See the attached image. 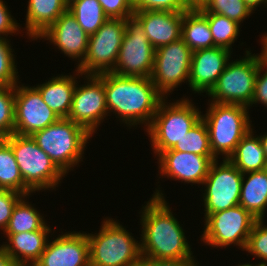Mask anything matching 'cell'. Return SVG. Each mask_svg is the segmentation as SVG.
<instances>
[{
	"label": "cell",
	"instance_id": "obj_7",
	"mask_svg": "<svg viewBox=\"0 0 267 266\" xmlns=\"http://www.w3.org/2000/svg\"><path fill=\"white\" fill-rule=\"evenodd\" d=\"M4 140L13 150L24 183L34 193L51 188L53 190L59 186L65 174L36 144L31 135L14 133Z\"/></svg>",
	"mask_w": 267,
	"mask_h": 266
},
{
	"label": "cell",
	"instance_id": "obj_28",
	"mask_svg": "<svg viewBox=\"0 0 267 266\" xmlns=\"http://www.w3.org/2000/svg\"><path fill=\"white\" fill-rule=\"evenodd\" d=\"M0 189L16 191L24 196L34 193L23 181L11 146L0 140Z\"/></svg>",
	"mask_w": 267,
	"mask_h": 266
},
{
	"label": "cell",
	"instance_id": "obj_32",
	"mask_svg": "<svg viewBox=\"0 0 267 266\" xmlns=\"http://www.w3.org/2000/svg\"><path fill=\"white\" fill-rule=\"evenodd\" d=\"M197 9L201 13H214L226 16L239 24L243 23L252 14L244 0H206Z\"/></svg>",
	"mask_w": 267,
	"mask_h": 266
},
{
	"label": "cell",
	"instance_id": "obj_12",
	"mask_svg": "<svg viewBox=\"0 0 267 266\" xmlns=\"http://www.w3.org/2000/svg\"><path fill=\"white\" fill-rule=\"evenodd\" d=\"M204 221L201 242L217 248H225L233 244L244 251L248 236L257 219L242 206L236 205L210 214Z\"/></svg>",
	"mask_w": 267,
	"mask_h": 266
},
{
	"label": "cell",
	"instance_id": "obj_33",
	"mask_svg": "<svg viewBox=\"0 0 267 266\" xmlns=\"http://www.w3.org/2000/svg\"><path fill=\"white\" fill-rule=\"evenodd\" d=\"M15 86H0V138L14 134Z\"/></svg>",
	"mask_w": 267,
	"mask_h": 266
},
{
	"label": "cell",
	"instance_id": "obj_15",
	"mask_svg": "<svg viewBox=\"0 0 267 266\" xmlns=\"http://www.w3.org/2000/svg\"><path fill=\"white\" fill-rule=\"evenodd\" d=\"M18 84L15 85L14 133L32 135L60 119L43 101L35 86Z\"/></svg>",
	"mask_w": 267,
	"mask_h": 266
},
{
	"label": "cell",
	"instance_id": "obj_18",
	"mask_svg": "<svg viewBox=\"0 0 267 266\" xmlns=\"http://www.w3.org/2000/svg\"><path fill=\"white\" fill-rule=\"evenodd\" d=\"M38 38L49 40L61 50L62 54L78 60L77 66L84 61L89 36L68 9Z\"/></svg>",
	"mask_w": 267,
	"mask_h": 266
},
{
	"label": "cell",
	"instance_id": "obj_46",
	"mask_svg": "<svg viewBox=\"0 0 267 266\" xmlns=\"http://www.w3.org/2000/svg\"><path fill=\"white\" fill-rule=\"evenodd\" d=\"M206 0H187L188 4L192 7V8H197L203 5V3Z\"/></svg>",
	"mask_w": 267,
	"mask_h": 266
},
{
	"label": "cell",
	"instance_id": "obj_2",
	"mask_svg": "<svg viewBox=\"0 0 267 266\" xmlns=\"http://www.w3.org/2000/svg\"><path fill=\"white\" fill-rule=\"evenodd\" d=\"M104 89L108 113L117 114L129 128L144 124L146 130L164 99L150 77L104 73Z\"/></svg>",
	"mask_w": 267,
	"mask_h": 266
},
{
	"label": "cell",
	"instance_id": "obj_36",
	"mask_svg": "<svg viewBox=\"0 0 267 266\" xmlns=\"http://www.w3.org/2000/svg\"><path fill=\"white\" fill-rule=\"evenodd\" d=\"M134 11H170L185 12L192 7L187 0H131Z\"/></svg>",
	"mask_w": 267,
	"mask_h": 266
},
{
	"label": "cell",
	"instance_id": "obj_6",
	"mask_svg": "<svg viewBox=\"0 0 267 266\" xmlns=\"http://www.w3.org/2000/svg\"><path fill=\"white\" fill-rule=\"evenodd\" d=\"M201 118L202 112L188 97L169 104L164 98L146 129L154 154L172 149Z\"/></svg>",
	"mask_w": 267,
	"mask_h": 266
},
{
	"label": "cell",
	"instance_id": "obj_45",
	"mask_svg": "<svg viewBox=\"0 0 267 266\" xmlns=\"http://www.w3.org/2000/svg\"><path fill=\"white\" fill-rule=\"evenodd\" d=\"M259 138H260L261 145L263 147L264 153L267 158V132L263 135H260Z\"/></svg>",
	"mask_w": 267,
	"mask_h": 266
},
{
	"label": "cell",
	"instance_id": "obj_19",
	"mask_svg": "<svg viewBox=\"0 0 267 266\" xmlns=\"http://www.w3.org/2000/svg\"><path fill=\"white\" fill-rule=\"evenodd\" d=\"M232 51L213 47L192 52L189 87L194 93H208L224 71Z\"/></svg>",
	"mask_w": 267,
	"mask_h": 266
},
{
	"label": "cell",
	"instance_id": "obj_9",
	"mask_svg": "<svg viewBox=\"0 0 267 266\" xmlns=\"http://www.w3.org/2000/svg\"><path fill=\"white\" fill-rule=\"evenodd\" d=\"M124 33L125 19L109 18L95 34L89 36L86 56L74 75L81 77L112 72Z\"/></svg>",
	"mask_w": 267,
	"mask_h": 266
},
{
	"label": "cell",
	"instance_id": "obj_25",
	"mask_svg": "<svg viewBox=\"0 0 267 266\" xmlns=\"http://www.w3.org/2000/svg\"><path fill=\"white\" fill-rule=\"evenodd\" d=\"M252 128L236 146L229 160L243 174L267 168V158L258 135L254 136Z\"/></svg>",
	"mask_w": 267,
	"mask_h": 266
},
{
	"label": "cell",
	"instance_id": "obj_43",
	"mask_svg": "<svg viewBox=\"0 0 267 266\" xmlns=\"http://www.w3.org/2000/svg\"><path fill=\"white\" fill-rule=\"evenodd\" d=\"M246 6L251 10L252 13L253 11L256 10L257 7L261 6L262 4L266 5L267 0H244Z\"/></svg>",
	"mask_w": 267,
	"mask_h": 266
},
{
	"label": "cell",
	"instance_id": "obj_3",
	"mask_svg": "<svg viewBox=\"0 0 267 266\" xmlns=\"http://www.w3.org/2000/svg\"><path fill=\"white\" fill-rule=\"evenodd\" d=\"M131 234L117 220L104 218L98 233H86L90 266H138L141 243Z\"/></svg>",
	"mask_w": 267,
	"mask_h": 266
},
{
	"label": "cell",
	"instance_id": "obj_39",
	"mask_svg": "<svg viewBox=\"0 0 267 266\" xmlns=\"http://www.w3.org/2000/svg\"><path fill=\"white\" fill-rule=\"evenodd\" d=\"M257 103H260L267 108V61L264 58L259 62L254 94L250 106Z\"/></svg>",
	"mask_w": 267,
	"mask_h": 266
},
{
	"label": "cell",
	"instance_id": "obj_47",
	"mask_svg": "<svg viewBox=\"0 0 267 266\" xmlns=\"http://www.w3.org/2000/svg\"><path fill=\"white\" fill-rule=\"evenodd\" d=\"M237 266H259V265H258V264H256V265H252V264H250V262H249V263L240 264V265H237Z\"/></svg>",
	"mask_w": 267,
	"mask_h": 266
},
{
	"label": "cell",
	"instance_id": "obj_40",
	"mask_svg": "<svg viewBox=\"0 0 267 266\" xmlns=\"http://www.w3.org/2000/svg\"><path fill=\"white\" fill-rule=\"evenodd\" d=\"M10 13L11 12L8 10L4 1L0 0V38L7 39L8 35L20 33V25H18L17 21H15L14 17Z\"/></svg>",
	"mask_w": 267,
	"mask_h": 266
},
{
	"label": "cell",
	"instance_id": "obj_14",
	"mask_svg": "<svg viewBox=\"0 0 267 266\" xmlns=\"http://www.w3.org/2000/svg\"><path fill=\"white\" fill-rule=\"evenodd\" d=\"M83 79L86 80L83 85L76 84L67 118L94 135L93 133H96L97 127L102 124L104 118L109 116L104 89V73L86 75Z\"/></svg>",
	"mask_w": 267,
	"mask_h": 266
},
{
	"label": "cell",
	"instance_id": "obj_44",
	"mask_svg": "<svg viewBox=\"0 0 267 266\" xmlns=\"http://www.w3.org/2000/svg\"><path fill=\"white\" fill-rule=\"evenodd\" d=\"M262 42V54L264 56V59L267 61V33L262 35L261 41Z\"/></svg>",
	"mask_w": 267,
	"mask_h": 266
},
{
	"label": "cell",
	"instance_id": "obj_41",
	"mask_svg": "<svg viewBox=\"0 0 267 266\" xmlns=\"http://www.w3.org/2000/svg\"><path fill=\"white\" fill-rule=\"evenodd\" d=\"M195 258L165 260L149 257H142L138 266H199Z\"/></svg>",
	"mask_w": 267,
	"mask_h": 266
},
{
	"label": "cell",
	"instance_id": "obj_38",
	"mask_svg": "<svg viewBox=\"0 0 267 266\" xmlns=\"http://www.w3.org/2000/svg\"><path fill=\"white\" fill-rule=\"evenodd\" d=\"M108 18L126 19L134 14L131 0H98Z\"/></svg>",
	"mask_w": 267,
	"mask_h": 266
},
{
	"label": "cell",
	"instance_id": "obj_26",
	"mask_svg": "<svg viewBox=\"0 0 267 266\" xmlns=\"http://www.w3.org/2000/svg\"><path fill=\"white\" fill-rule=\"evenodd\" d=\"M181 38L192 52L216 47L208 20L197 8L184 12Z\"/></svg>",
	"mask_w": 267,
	"mask_h": 266
},
{
	"label": "cell",
	"instance_id": "obj_27",
	"mask_svg": "<svg viewBox=\"0 0 267 266\" xmlns=\"http://www.w3.org/2000/svg\"><path fill=\"white\" fill-rule=\"evenodd\" d=\"M26 197V198H25ZM27 195L23 196L15 205L8 225L3 234H17L36 230H52L32 204L27 201ZM26 199V200H25Z\"/></svg>",
	"mask_w": 267,
	"mask_h": 266
},
{
	"label": "cell",
	"instance_id": "obj_10",
	"mask_svg": "<svg viewBox=\"0 0 267 266\" xmlns=\"http://www.w3.org/2000/svg\"><path fill=\"white\" fill-rule=\"evenodd\" d=\"M155 49L148 41L141 22L134 16L125 19L118 59L112 73L130 77H150Z\"/></svg>",
	"mask_w": 267,
	"mask_h": 266
},
{
	"label": "cell",
	"instance_id": "obj_42",
	"mask_svg": "<svg viewBox=\"0 0 267 266\" xmlns=\"http://www.w3.org/2000/svg\"><path fill=\"white\" fill-rule=\"evenodd\" d=\"M0 266H18L16 262L7 255V253L1 246H0Z\"/></svg>",
	"mask_w": 267,
	"mask_h": 266
},
{
	"label": "cell",
	"instance_id": "obj_24",
	"mask_svg": "<svg viewBox=\"0 0 267 266\" xmlns=\"http://www.w3.org/2000/svg\"><path fill=\"white\" fill-rule=\"evenodd\" d=\"M239 205L255 219L264 220L267 211V168L243 174Z\"/></svg>",
	"mask_w": 267,
	"mask_h": 266
},
{
	"label": "cell",
	"instance_id": "obj_5",
	"mask_svg": "<svg viewBox=\"0 0 267 266\" xmlns=\"http://www.w3.org/2000/svg\"><path fill=\"white\" fill-rule=\"evenodd\" d=\"M207 113L202 114L205 121L210 148L213 155L228 159L241 139L252 129L248 107L239 104L210 102Z\"/></svg>",
	"mask_w": 267,
	"mask_h": 266
},
{
	"label": "cell",
	"instance_id": "obj_17",
	"mask_svg": "<svg viewBox=\"0 0 267 266\" xmlns=\"http://www.w3.org/2000/svg\"><path fill=\"white\" fill-rule=\"evenodd\" d=\"M48 241L34 266H90L86 232H66Z\"/></svg>",
	"mask_w": 267,
	"mask_h": 266
},
{
	"label": "cell",
	"instance_id": "obj_11",
	"mask_svg": "<svg viewBox=\"0 0 267 266\" xmlns=\"http://www.w3.org/2000/svg\"><path fill=\"white\" fill-rule=\"evenodd\" d=\"M215 159L209 168L202 186L204 202V219L210 214L227 210L228 208L239 205L241 184L243 173L240 172L234 164L223 158V162L218 164Z\"/></svg>",
	"mask_w": 267,
	"mask_h": 266
},
{
	"label": "cell",
	"instance_id": "obj_22",
	"mask_svg": "<svg viewBox=\"0 0 267 266\" xmlns=\"http://www.w3.org/2000/svg\"><path fill=\"white\" fill-rule=\"evenodd\" d=\"M76 76H53L35 88L39 91L43 101L60 118H67L71 109L73 92L78 81Z\"/></svg>",
	"mask_w": 267,
	"mask_h": 266
},
{
	"label": "cell",
	"instance_id": "obj_20",
	"mask_svg": "<svg viewBox=\"0 0 267 266\" xmlns=\"http://www.w3.org/2000/svg\"><path fill=\"white\" fill-rule=\"evenodd\" d=\"M133 15L141 22L155 50L181 38L184 12L148 10L134 11Z\"/></svg>",
	"mask_w": 267,
	"mask_h": 266
},
{
	"label": "cell",
	"instance_id": "obj_21",
	"mask_svg": "<svg viewBox=\"0 0 267 266\" xmlns=\"http://www.w3.org/2000/svg\"><path fill=\"white\" fill-rule=\"evenodd\" d=\"M51 230L4 234L8 243L0 245L18 266L34 265L44 252Z\"/></svg>",
	"mask_w": 267,
	"mask_h": 266
},
{
	"label": "cell",
	"instance_id": "obj_29",
	"mask_svg": "<svg viewBox=\"0 0 267 266\" xmlns=\"http://www.w3.org/2000/svg\"><path fill=\"white\" fill-rule=\"evenodd\" d=\"M68 10L88 36L95 34L109 19L98 0H74L68 4Z\"/></svg>",
	"mask_w": 267,
	"mask_h": 266
},
{
	"label": "cell",
	"instance_id": "obj_35",
	"mask_svg": "<svg viewBox=\"0 0 267 266\" xmlns=\"http://www.w3.org/2000/svg\"><path fill=\"white\" fill-rule=\"evenodd\" d=\"M263 222L257 220L254 223L244 249L252 256L263 259L258 263L259 266H267V226Z\"/></svg>",
	"mask_w": 267,
	"mask_h": 266
},
{
	"label": "cell",
	"instance_id": "obj_30",
	"mask_svg": "<svg viewBox=\"0 0 267 266\" xmlns=\"http://www.w3.org/2000/svg\"><path fill=\"white\" fill-rule=\"evenodd\" d=\"M208 20V24L216 47L226 48L231 51L232 44L240 34L238 22L226 16L214 13H202Z\"/></svg>",
	"mask_w": 267,
	"mask_h": 266
},
{
	"label": "cell",
	"instance_id": "obj_31",
	"mask_svg": "<svg viewBox=\"0 0 267 266\" xmlns=\"http://www.w3.org/2000/svg\"><path fill=\"white\" fill-rule=\"evenodd\" d=\"M172 149L202 156H214L205 121L201 118Z\"/></svg>",
	"mask_w": 267,
	"mask_h": 266
},
{
	"label": "cell",
	"instance_id": "obj_8",
	"mask_svg": "<svg viewBox=\"0 0 267 266\" xmlns=\"http://www.w3.org/2000/svg\"><path fill=\"white\" fill-rule=\"evenodd\" d=\"M240 60L228 61L224 71L215 85L207 93L211 102L223 104H239L250 107L254 94L255 81L259 62L264 58L262 52L258 55L246 50Z\"/></svg>",
	"mask_w": 267,
	"mask_h": 266
},
{
	"label": "cell",
	"instance_id": "obj_1",
	"mask_svg": "<svg viewBox=\"0 0 267 266\" xmlns=\"http://www.w3.org/2000/svg\"><path fill=\"white\" fill-rule=\"evenodd\" d=\"M155 191L140 212L142 257L165 260L193 258L184 229L173 216L160 188Z\"/></svg>",
	"mask_w": 267,
	"mask_h": 266
},
{
	"label": "cell",
	"instance_id": "obj_16",
	"mask_svg": "<svg viewBox=\"0 0 267 266\" xmlns=\"http://www.w3.org/2000/svg\"><path fill=\"white\" fill-rule=\"evenodd\" d=\"M157 157L160 176L192 185H202L211 163L217 159L215 156H202L173 149L163 151Z\"/></svg>",
	"mask_w": 267,
	"mask_h": 266
},
{
	"label": "cell",
	"instance_id": "obj_13",
	"mask_svg": "<svg viewBox=\"0 0 267 266\" xmlns=\"http://www.w3.org/2000/svg\"><path fill=\"white\" fill-rule=\"evenodd\" d=\"M191 58L192 51L182 38L155 50L150 78L164 98L183 82L189 83Z\"/></svg>",
	"mask_w": 267,
	"mask_h": 266
},
{
	"label": "cell",
	"instance_id": "obj_37",
	"mask_svg": "<svg viewBox=\"0 0 267 266\" xmlns=\"http://www.w3.org/2000/svg\"><path fill=\"white\" fill-rule=\"evenodd\" d=\"M23 196L16 191L0 189V229L2 231L8 225L13 208Z\"/></svg>",
	"mask_w": 267,
	"mask_h": 266
},
{
	"label": "cell",
	"instance_id": "obj_34",
	"mask_svg": "<svg viewBox=\"0 0 267 266\" xmlns=\"http://www.w3.org/2000/svg\"><path fill=\"white\" fill-rule=\"evenodd\" d=\"M10 40L0 38V86H15L21 83L18 78V69L15 64Z\"/></svg>",
	"mask_w": 267,
	"mask_h": 266
},
{
	"label": "cell",
	"instance_id": "obj_23",
	"mask_svg": "<svg viewBox=\"0 0 267 266\" xmlns=\"http://www.w3.org/2000/svg\"><path fill=\"white\" fill-rule=\"evenodd\" d=\"M66 0H28L25 29L37 40L66 10Z\"/></svg>",
	"mask_w": 267,
	"mask_h": 266
},
{
	"label": "cell",
	"instance_id": "obj_4",
	"mask_svg": "<svg viewBox=\"0 0 267 266\" xmlns=\"http://www.w3.org/2000/svg\"><path fill=\"white\" fill-rule=\"evenodd\" d=\"M31 136L66 175L69 170H73L83 160L86 144L93 135L72 120L60 118L57 122L34 132Z\"/></svg>",
	"mask_w": 267,
	"mask_h": 266
}]
</instances>
